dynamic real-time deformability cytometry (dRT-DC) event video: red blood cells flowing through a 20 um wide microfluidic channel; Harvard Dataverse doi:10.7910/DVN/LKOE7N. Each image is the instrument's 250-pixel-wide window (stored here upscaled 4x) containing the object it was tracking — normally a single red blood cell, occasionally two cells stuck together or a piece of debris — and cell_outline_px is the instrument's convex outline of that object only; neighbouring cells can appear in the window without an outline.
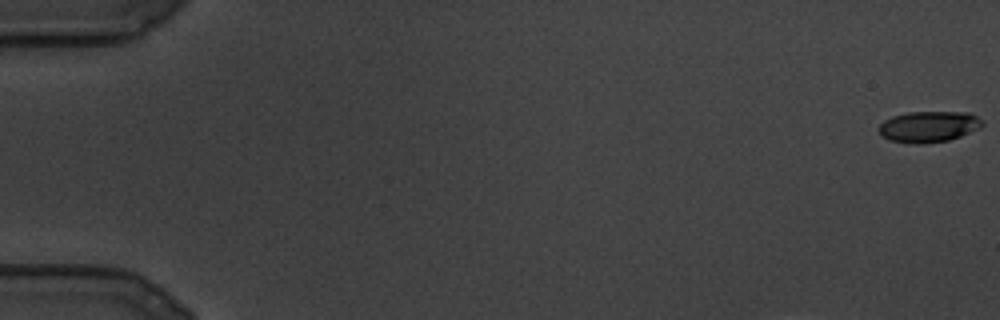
{"species": "common noctule bat (a hibernating species)", "species_latin": "Nyctalus noctula", "temperature_condition": "cold", "stored_images_in_passage": 108, "camera_frame_rate_fps": 3000, "um_per_image_px": 0.085, "animal": {"sex": "male", "body_mass_g": 19.5, "forearm_length_mm": 54.6}, "frame": {"image": 1, "passage_image": 1, "time_ms": 0.0, "image_size_px": [1000, 320], "cell_outline_px": [[984, 124], [980, 128], [960, 136], [948, 140], [920, 144], [912, 144], [888, 140], [876, 128], [884, 120], [892, 116], [908, 112], [972, 112], [984, 120]], "centroid_in_image_um": [78.96, 10.75], "position_along_channel_um": 6.0, "area_um2": 18.96}}
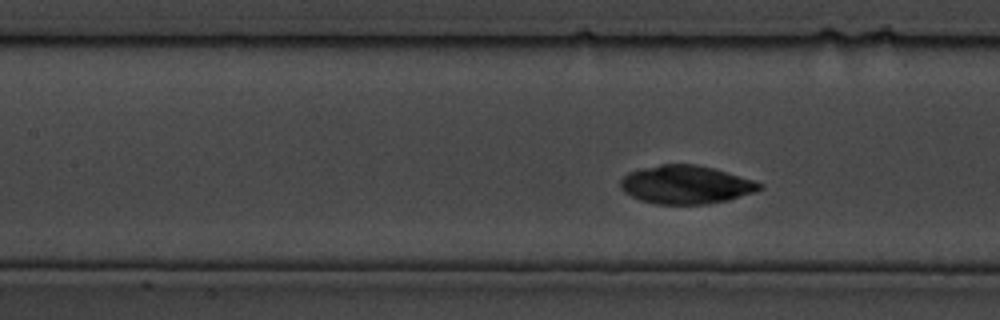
{"frame": {"image": 2, "passage_image": 45, "time_ms": 14.667, "image_size_px": [1000, 320], "cell_outline_px": [[764, 188], [756, 192], [728, 200], [708, 204], [656, 204], [640, 200], [624, 192], [620, 188], [620, 180], [628, 172], [640, 168], [660, 164], [696, 164], [712, 168], [752, 180], [764, 184]], "centroid_in_image_um": [58.29, 15.7], "position_along_channel_um": 149.1, "area_um2": 31.15}}
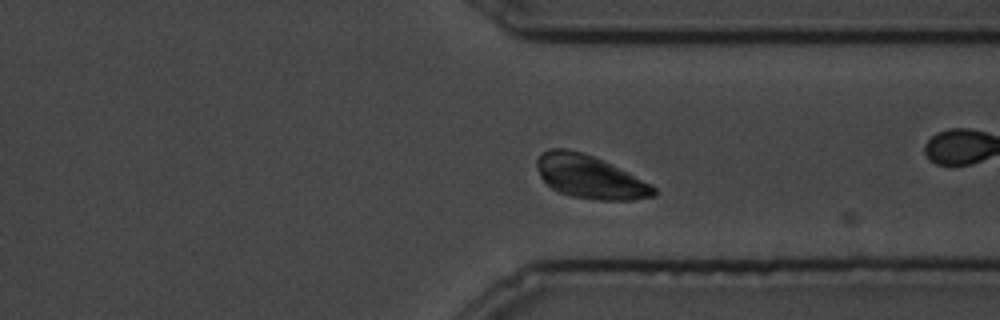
{"frame": {"image": 3, "passage_image": 81, "time_ms": 26.667, "image_size_px": [1000, 320], "cell_outline_px": [[656, 196], [632, 200], [600, 200], [572, 196], [560, 192], [552, 188], [540, 176], [536, 168], [536, 160], [540, 152], [548, 148], [568, 148], [592, 156], [628, 172], [656, 188]], "centroid_in_image_um": [50.09, 15.02], "position_along_channel_um": 361.3, "area_um2": 29.19}}